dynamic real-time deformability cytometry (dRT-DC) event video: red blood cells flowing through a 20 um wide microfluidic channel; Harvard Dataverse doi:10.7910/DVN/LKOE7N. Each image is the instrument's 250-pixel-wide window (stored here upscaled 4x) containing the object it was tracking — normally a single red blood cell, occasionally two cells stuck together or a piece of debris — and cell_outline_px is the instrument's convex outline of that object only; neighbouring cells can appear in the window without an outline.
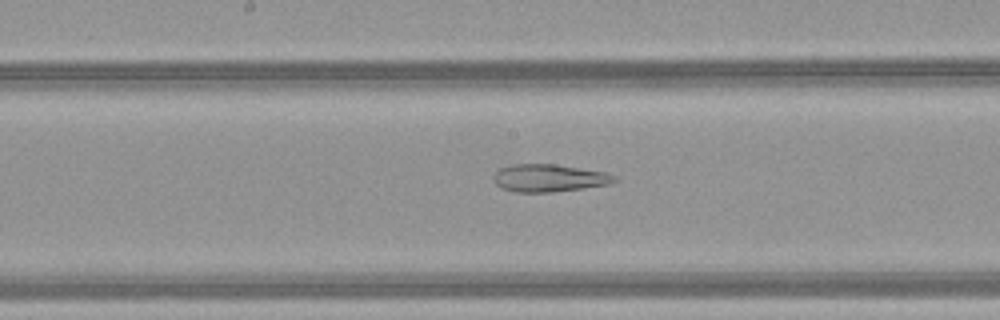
{"species": "common noctule bat (a hibernating species)", "species_latin": "Nyctalus noctula", "temperature_condition": "warm", "stored_images_in_passage": 29, "camera_frame_rate_fps": 3000, "um_per_image_px": 0.085, "animal": {"sex": "female", "body_mass_g": 21.9}, "frame": {"image": 1, "passage_image": 21, "time_ms": 6.667, "image_size_px": [1000, 320], "cell_outline_px": [[620, 180], [608, 184], [584, 188], [552, 192], [516, 192], [500, 188], [492, 180], [492, 176], [500, 168], [512, 164], [556, 164], [608, 172], [616, 176]], "centroid_in_image_um": [46.68, 15.13], "position_along_channel_um": 201.5, "area_um2": 19.71}}
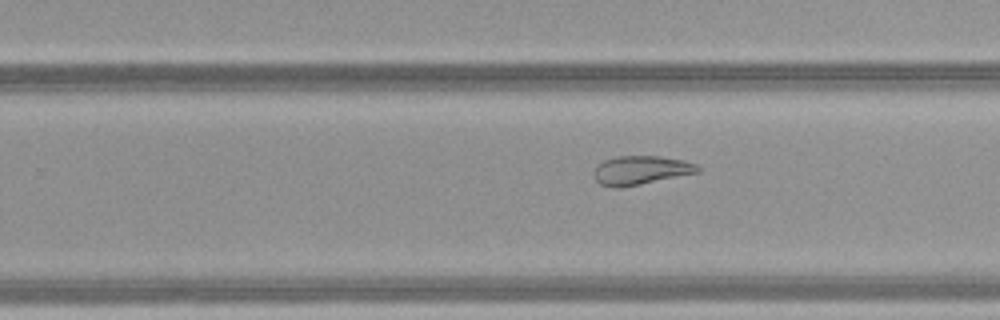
{"frame": {"image": 2, "passage_image": 29, "time_ms": 9.333, "image_size_px": [1000, 320], "cell_outline_px": [[700, 172], [620, 188], [612, 188], [600, 184], [596, 180], [592, 172], [604, 160], [616, 156], [660, 156], [684, 160], [696, 164], [700, 168]], "centroid_in_image_um": [54.46, 14.47], "position_along_channel_um": 275.3, "area_um2": 17.46}}